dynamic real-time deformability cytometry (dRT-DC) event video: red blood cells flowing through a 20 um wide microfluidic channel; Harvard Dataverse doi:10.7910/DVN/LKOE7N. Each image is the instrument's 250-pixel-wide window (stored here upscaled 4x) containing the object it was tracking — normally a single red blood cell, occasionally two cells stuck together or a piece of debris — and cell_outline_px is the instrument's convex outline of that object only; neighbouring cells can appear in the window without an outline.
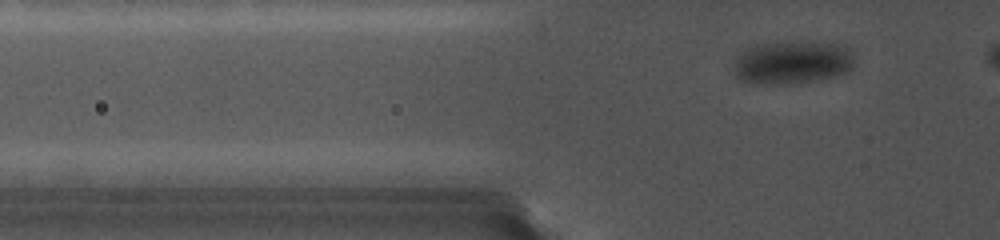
{"species": "common noctule bat (a hibernating species)", "species_latin": "Nyctalus noctula", "temperature_condition": "cold", "stored_images_in_passage": 58, "camera_frame_rate_fps": 5000, "um_per_image_px": 0.085, "animal": {"sex": "female", "body_mass_g": 19.0, "forearm_length_mm": 56.7}, "frame": {"image": 1, "passage_image": 4, "time_ms": 0.8, "image_size_px": [1000, 240], "cell_outline_px": [[852, 68], [848, 72], [836, 76], [812, 80], [744, 80], [736, 72], [736, 68], [740, 56], [748, 48], [764, 44], [812, 40], [844, 44], [848, 48], [852, 64]], "centroid_in_image_um": [67.53, 5.2], "position_along_channel_um": 58.3, "area_um2": 28.32}}
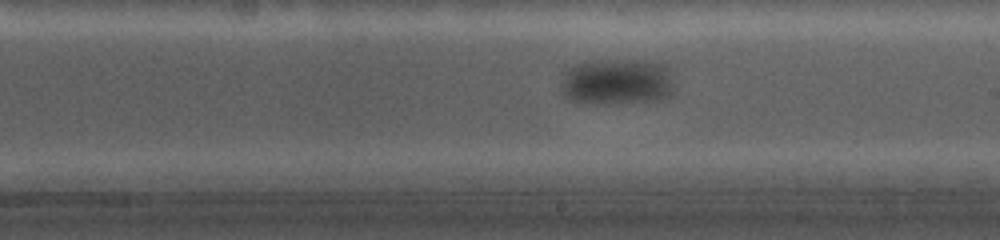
{"frame": {"image": 2, "passage_image": 33, "time_ms": 7.2, "image_size_px": [1000, 240], "cell_outline_px": [[672, 64], [668, 88], [664, 96], [644, 100], [608, 104], [576, 100], [568, 96], [564, 92], [564, 80], [568, 72], [576, 64], [584, 60], [648, 60]], "centroid_in_image_um": [52.48, 6.87], "position_along_channel_um": 236.5, "area_um2": 29.3}}
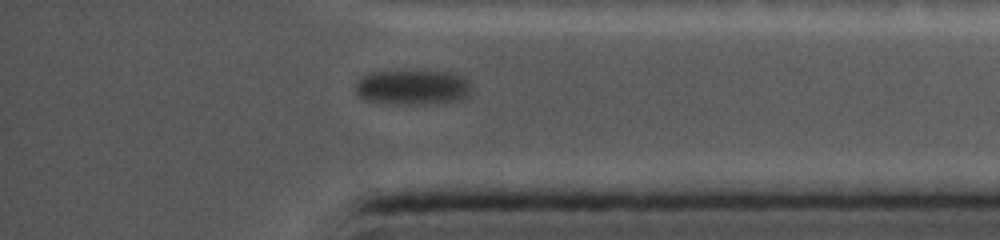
{"frame": {"image": 3, "passage_image": 57, "time_ms": 12.4, "image_size_px": [1000, 240], "cell_outline_px": [[472, 92], [468, 96], [460, 100], [408, 104], [404, 104], [364, 100], [356, 92], [356, 84], [368, 72], [448, 72], [460, 76], [472, 88]], "centroid_in_image_um": [35.06, 7.43], "position_along_channel_um": 400.1, "area_um2": 22.83}}